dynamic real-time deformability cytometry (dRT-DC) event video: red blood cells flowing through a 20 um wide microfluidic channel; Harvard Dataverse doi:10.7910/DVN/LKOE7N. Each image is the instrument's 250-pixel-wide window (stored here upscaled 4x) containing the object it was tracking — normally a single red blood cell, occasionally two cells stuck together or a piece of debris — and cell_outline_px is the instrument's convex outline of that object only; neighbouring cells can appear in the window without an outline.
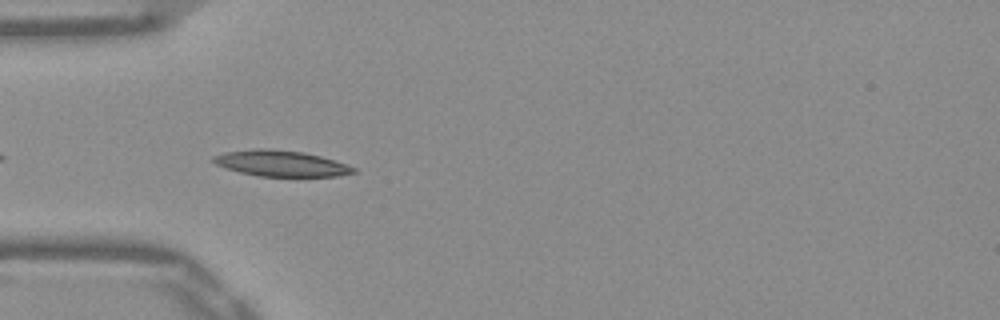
{"species": "Egyptian fruit bat (a non-hibernating species)", "species_latin": "Rousettus aegyptiacus", "temperature_condition": "warm", "stored_images_in_passage": 15, "camera_frame_rate_fps": 3000, "um_per_image_px": 0.085, "frame": {"image": 1, "passage_image": 3, "time_ms": 0.667, "image_size_px": [1000, 320], "cell_outline_px": [[356, 172], [340, 176], [256, 176], [240, 172], [216, 164], [208, 160], [212, 156], [224, 152], [252, 148], [272, 148], [304, 152], [320, 156], [348, 164], [356, 168]], "centroid_in_image_um": [23.86, 13.87], "position_along_channel_um": 61.1, "area_um2": 21.44}}
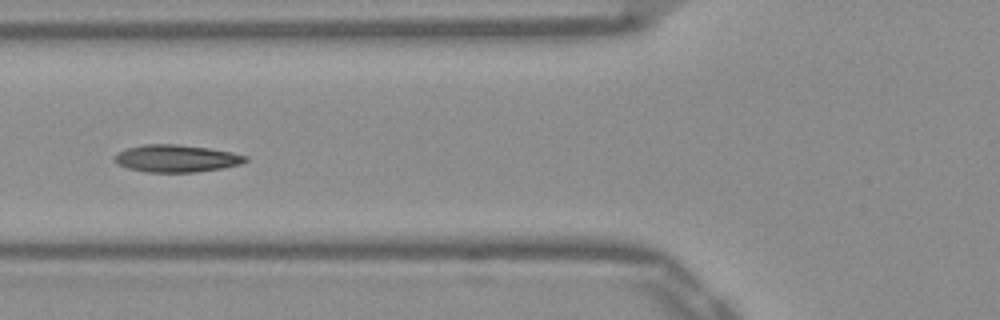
{"frame": {"image": 2, "passage_image": 7, "time_ms": 2.0, "image_size_px": [1000, 320], "cell_outline_px": [[248, 160], [240, 164], [220, 168], [196, 172], [144, 172], [128, 168], [116, 164], [112, 160], [112, 156], [128, 148], [144, 144], [176, 144], [208, 148], [232, 152], [248, 156]], "centroid_in_image_um": [14.95, 13.47], "position_along_channel_um": 110.8, "area_um2": 20.87}}